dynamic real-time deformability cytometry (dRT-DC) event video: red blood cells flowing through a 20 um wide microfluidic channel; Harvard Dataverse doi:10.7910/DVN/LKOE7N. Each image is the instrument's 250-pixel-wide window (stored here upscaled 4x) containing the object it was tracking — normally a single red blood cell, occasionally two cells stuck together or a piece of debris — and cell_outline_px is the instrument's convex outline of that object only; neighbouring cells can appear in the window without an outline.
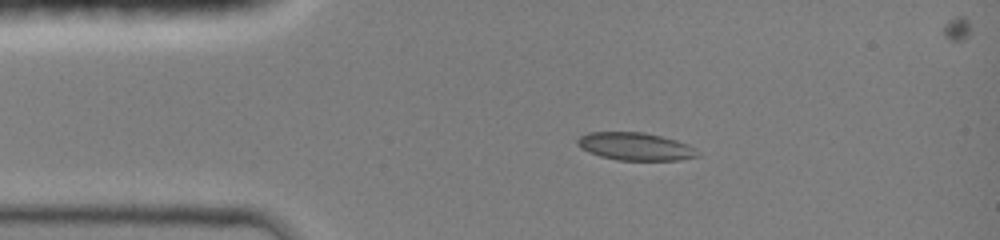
{"species": "common noctule bat (a hibernating species)", "species_latin": "Nyctalus noctula", "temperature_condition": "room temperature", "stored_images_in_passage": 38, "camera_frame_rate_fps": 3000, "um_per_image_px": 0.085, "animal": {"sex": "female", "body_mass_g": 19.0, "forearm_length_mm": 51.5}, "frame": {"image": 1, "passage_image": 1, "time_ms": 0.0, "image_size_px": [1000, 240], "cell_outline_px": [[696, 156], [676, 160], [616, 160], [600, 156], [580, 148], [576, 144], [576, 140], [580, 136], [588, 132], [644, 132], [676, 140], [688, 144], [692, 148]], "centroid_in_image_um": [53.9, 12.44], "position_along_channel_um": 31.1, "area_um2": 19.13}}
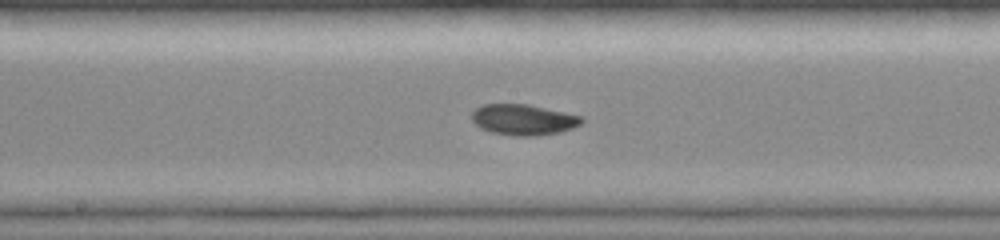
{"frame": {"image": 2, "passage_image": 16, "time_ms": 5.0, "image_size_px": [1000, 240], "cell_outline_px": [[584, 120], [580, 124], [572, 128], [560, 132], [536, 136], [516, 136], [492, 132], [480, 128], [472, 120], [472, 112], [476, 108], [484, 104], [528, 104], [584, 116]], "centroid_in_image_um": [44.51, 10.17], "position_along_channel_um": 203.7, "area_um2": 19.77}}
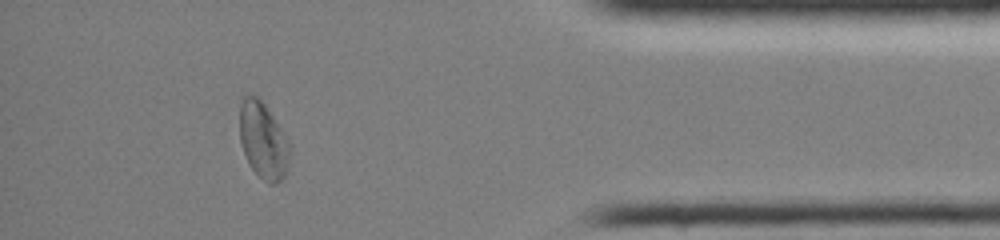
{"frame": {"image": 3, "passage_image": 33, "time_ms": 10.667, "image_size_px": [1000, 240], "cell_outline_px": [[292, 144], [284, 176], [276, 184], [268, 184], [252, 168], [244, 152], [240, 140], [240, 104], [244, 96], [260, 96]], "centroid_in_image_um": [22.39, 11.91], "position_along_channel_um": 412.8, "area_um2": 22.37}, "authors_computed_cell_mechanics": {"area_um2": 19.5942, "velocity_mm_per_s": 4.1629, "shape_relaxation_time_tau1_ms": 5.7305, "shape_relaxation_time_tau2_ms": 3.8807, "deformation_change_tau1": 0.1705, "deformation_change_tau2": 0.0526}}